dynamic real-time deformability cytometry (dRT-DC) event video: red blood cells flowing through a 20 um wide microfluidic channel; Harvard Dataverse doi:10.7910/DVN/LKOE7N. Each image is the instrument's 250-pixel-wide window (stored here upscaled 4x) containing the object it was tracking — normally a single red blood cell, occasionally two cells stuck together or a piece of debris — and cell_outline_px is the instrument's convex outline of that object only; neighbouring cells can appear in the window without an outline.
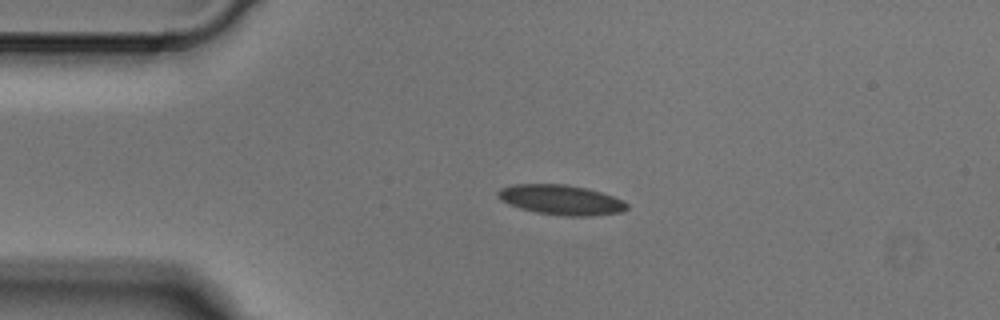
{"species": "Egyptian fruit bat (a non-hibernating species)", "species_latin": "Rousettus aegyptiacus", "temperature_condition": "cold", "stored_images_in_passage": 3, "camera_frame_rate_fps": 3000, "um_per_image_px": 0.085, "animal": {"sex": "male"}, "frame": {"image": 1, "passage_image": 2, "time_ms": 0.333, "image_size_px": [1000, 320], "cell_outline_px": [[628, 208], [620, 212], [592, 216], [564, 216], [536, 212], [520, 208], [508, 204], [500, 200], [496, 196], [496, 192], [500, 188], [512, 184], [568, 184], [588, 188], [624, 200], [628, 204]], "centroid_in_image_um": [47.66, 16.98], "position_along_channel_um": 37.3, "area_um2": 22.72}}